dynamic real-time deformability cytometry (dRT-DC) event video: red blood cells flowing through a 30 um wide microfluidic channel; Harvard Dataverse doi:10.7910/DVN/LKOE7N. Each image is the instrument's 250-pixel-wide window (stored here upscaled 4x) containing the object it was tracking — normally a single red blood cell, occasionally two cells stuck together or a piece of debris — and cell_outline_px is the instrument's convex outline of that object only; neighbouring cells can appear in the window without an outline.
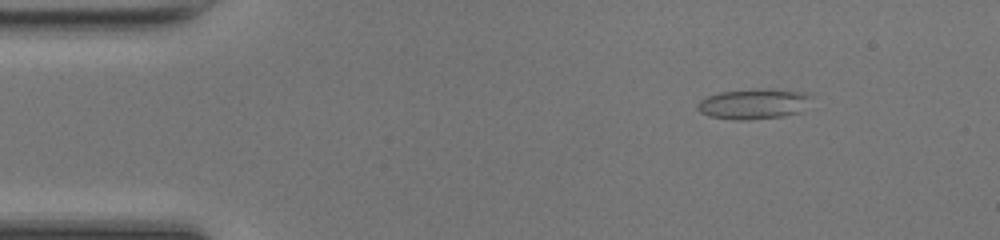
{"species": "common noctule bat (a hibernating species)", "species_latin": "Nyctalus noctula", "temperature_condition": "room temperature", "stored_images_in_passage": 46, "camera_frame_rate_fps": 3000, "um_per_image_px": 0.085, "animal": {"sex": "female", "body_mass_g": 17.0, "forearm_length_mm": 48.0}, "frame": {"image": 1, "passage_image": 4, "time_ms": 1.0, "image_size_px": [1000, 240], "cell_outline_px": [[812, 96], [800, 112], [780, 116], [748, 120], [736, 120], [708, 116], [700, 112], [696, 108], [696, 104], [700, 100], [708, 96], [720, 92], [760, 88], [804, 92]], "centroid_in_image_um": [64.0, 8.83], "position_along_channel_um": 21.0, "area_um2": 20.0}}
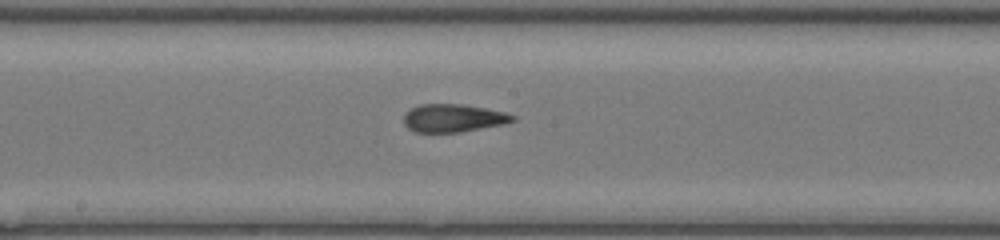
{"frame": {"image": 2, "passage_image": 23, "time_ms": 7.333, "image_size_px": [1000, 240], "cell_outline_px": [[516, 120], [504, 124], [460, 132], [416, 132], [408, 128], [404, 124], [404, 112], [420, 104], [464, 104], [504, 112], [516, 116]], "centroid_in_image_um": [38.52, 10.03], "position_along_channel_um": 209.7, "area_um2": 17.74}}
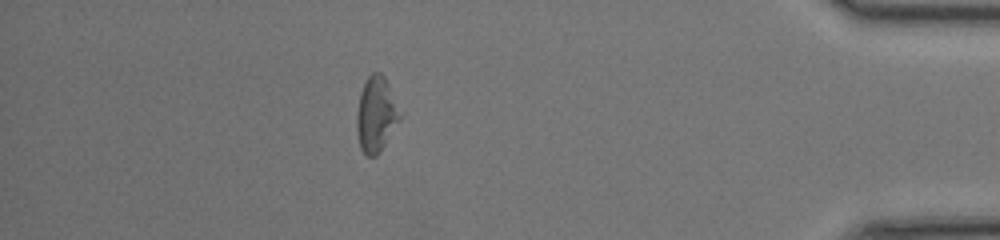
{"frame": {"image": 3, "passage_image": 40, "time_ms": 13.0, "image_size_px": [1000, 240], "cell_outline_px": [[400, 120], [380, 152], [376, 156], [368, 156], [360, 148], [356, 128], [356, 116], [360, 92], [368, 76], [372, 72], [380, 72], [384, 76], [388, 84], [400, 116]], "centroid_in_image_um": [31.94, 9.74], "position_along_channel_um": 403.3, "area_um2": 18.61}, "authors_computed_cell_mechanics": {"area_um2": 18.207, "velocity_mm_per_s": 4.2962, "shape_relaxation_time_tau1_ms": null, "shape_relaxation_time_tau2_ms": 2.0973, "deformation_change_tau1": null, "deformation_change_tau2": 0.0958}}